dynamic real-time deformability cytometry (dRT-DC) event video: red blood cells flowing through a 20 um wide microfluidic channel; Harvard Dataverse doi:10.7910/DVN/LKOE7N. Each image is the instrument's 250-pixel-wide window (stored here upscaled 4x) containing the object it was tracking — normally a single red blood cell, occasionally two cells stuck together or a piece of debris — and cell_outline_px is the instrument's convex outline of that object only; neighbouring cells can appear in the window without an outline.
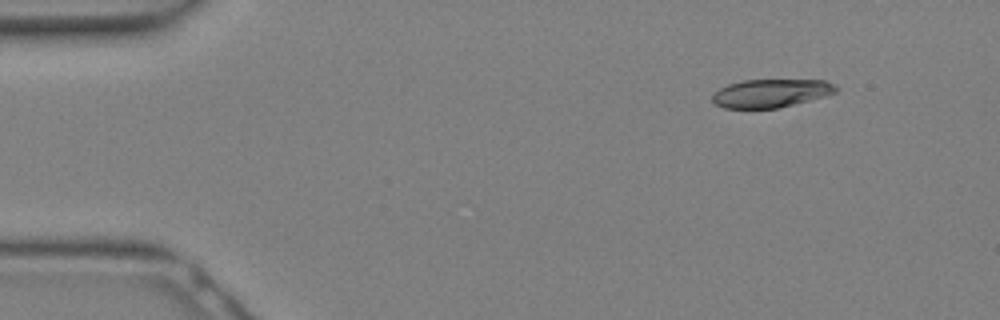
{"species": "Egyptian fruit bat (a non-hibernating species)", "species_latin": "Rousettus aegyptiacus", "temperature_condition": "warm", "stored_images_in_passage": 14, "camera_frame_rate_fps": 3000, "um_per_image_px": 0.085, "animal": {"sex": "female"}, "frame": {"image": 1, "passage_image": 1, "time_ms": 0.0, "image_size_px": [1000, 320], "cell_outline_px": [[840, 88], [836, 92], [824, 96], [776, 108], [724, 108], [716, 104], [712, 100], [712, 96], [720, 88], [728, 84], [744, 80], [824, 80], [836, 84]], "centroid_in_image_um": [65.55, 7.91], "position_along_channel_um": 19.5, "area_um2": 20.17}}
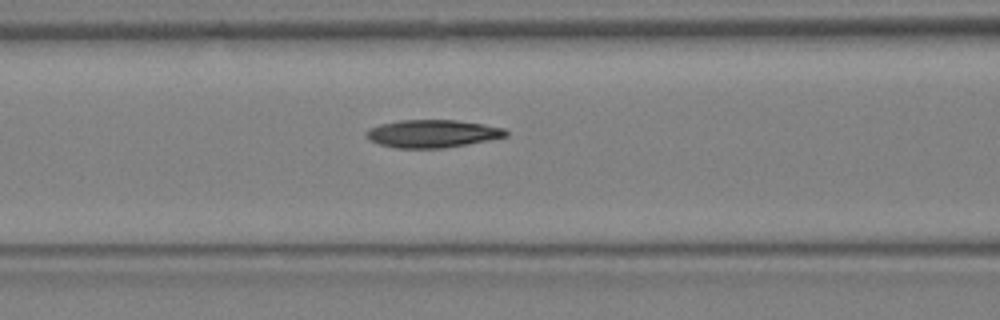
{"frame": {"image": 2, "passage_image": 10, "time_ms": 3.0, "image_size_px": [1000, 320], "cell_outline_px": [[508, 136], [468, 144], [444, 148], [396, 148], [380, 144], [368, 140], [364, 136], [364, 132], [368, 128], [380, 124], [400, 120], [456, 120], [484, 124], [504, 128], [508, 132]], "centroid_in_image_um": [36.72, 11.36], "position_along_channel_um": 129.9, "area_um2": 22.77}}
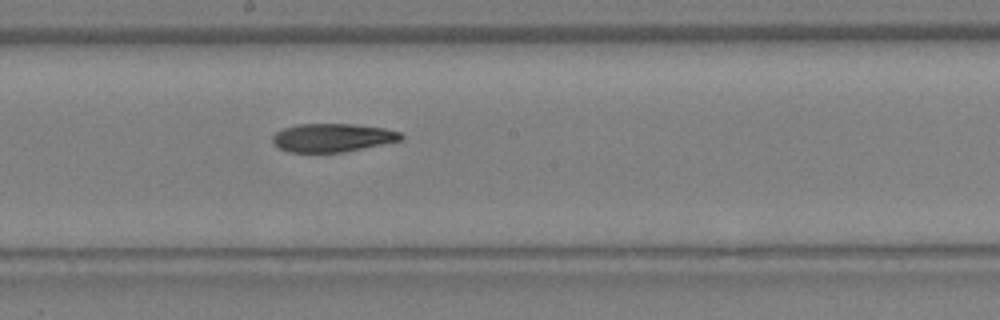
{"frame": {"image": 3, "passage_image": 14, "time_ms": 4.333, "image_size_px": [1000, 320], "cell_outline_px": [[404, 140], [344, 152], [288, 152], [272, 144], [272, 136], [276, 132], [284, 128], [296, 124], [352, 124], [384, 128], [400, 132], [404, 136]], "centroid_in_image_um": [28.26, 11.7], "position_along_channel_um": 219.9, "area_um2": 21.39}}